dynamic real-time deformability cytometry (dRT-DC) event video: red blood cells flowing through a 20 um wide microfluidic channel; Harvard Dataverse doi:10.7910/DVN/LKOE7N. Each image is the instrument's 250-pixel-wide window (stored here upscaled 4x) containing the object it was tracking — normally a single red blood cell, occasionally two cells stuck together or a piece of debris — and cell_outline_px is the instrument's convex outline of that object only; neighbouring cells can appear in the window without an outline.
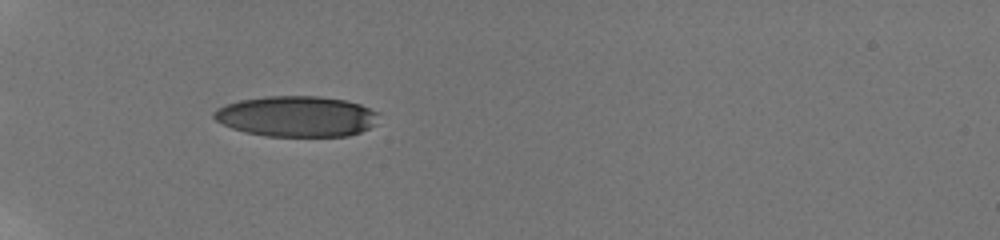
{"species": "human", "species_latin": "Homo sapiens", "temperature_condition": "room temperature", "stored_images_in_passage": 21, "camera_frame_rate_fps": 3000, "um_per_image_px": 0.085, "donor": {"sex": "male"}, "frame": {"image": 1, "passage_image": 4, "time_ms": 1.0, "image_size_px": [1000, 240], "cell_outline_px": [[380, 112], [376, 124], [360, 132], [348, 136], [264, 136], [244, 132], [232, 128], [216, 120], [212, 116], [212, 112], [216, 108], [224, 104], [240, 100], [264, 96], [320, 96], [348, 100], [360, 104]], "centroid_in_image_um": [25.22, 9.88], "position_along_channel_um": 59.8, "area_um2": 39.54}}
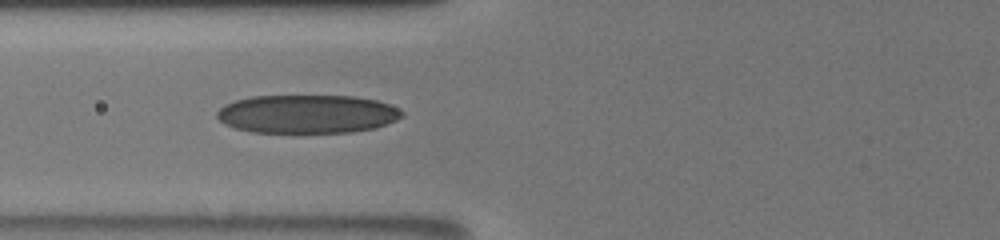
{"frame": {"image": 2, "passage_image": 10, "time_ms": 2.667, "image_size_px": [1000, 240], "cell_outline_px": [[404, 116], [396, 120], [376, 128], [352, 132], [252, 132], [236, 128], [224, 124], [216, 116], [216, 112], [224, 104], [236, 100], [252, 96], [352, 96], [376, 100], [388, 104], [404, 112]], "centroid_in_image_um": [26.1, 9.69], "position_along_channel_um": 99.7, "area_um2": 41.44}}
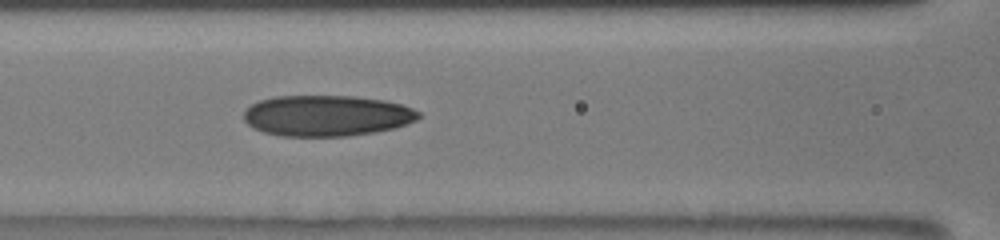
{"frame": {"image": 3, "passage_image": 15, "time_ms": 3.667, "image_size_px": [1000, 240], "cell_outline_px": [[420, 116], [416, 120], [396, 128], [376, 132], [348, 136], [280, 136], [264, 132], [252, 128], [244, 120], [244, 112], [252, 104], [260, 100], [276, 96], [352, 96], [384, 100], [400, 104], [412, 108], [420, 112]], "centroid_in_image_um": [27.78, 9.84], "position_along_channel_um": 138.8, "area_um2": 41.79}}